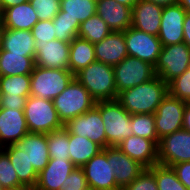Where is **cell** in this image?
Here are the masks:
<instances>
[{
	"label": "cell",
	"mask_w": 190,
	"mask_h": 190,
	"mask_svg": "<svg viewBox=\"0 0 190 190\" xmlns=\"http://www.w3.org/2000/svg\"><path fill=\"white\" fill-rule=\"evenodd\" d=\"M0 185L3 189L22 185L8 154L2 148H0Z\"/></svg>",
	"instance_id": "37"
},
{
	"label": "cell",
	"mask_w": 190,
	"mask_h": 190,
	"mask_svg": "<svg viewBox=\"0 0 190 190\" xmlns=\"http://www.w3.org/2000/svg\"><path fill=\"white\" fill-rule=\"evenodd\" d=\"M49 157L53 159H70L69 133L62 129L47 134Z\"/></svg>",
	"instance_id": "34"
},
{
	"label": "cell",
	"mask_w": 190,
	"mask_h": 190,
	"mask_svg": "<svg viewBox=\"0 0 190 190\" xmlns=\"http://www.w3.org/2000/svg\"><path fill=\"white\" fill-rule=\"evenodd\" d=\"M75 78L96 101L117 100L113 66L95 61L77 72Z\"/></svg>",
	"instance_id": "2"
},
{
	"label": "cell",
	"mask_w": 190,
	"mask_h": 190,
	"mask_svg": "<svg viewBox=\"0 0 190 190\" xmlns=\"http://www.w3.org/2000/svg\"><path fill=\"white\" fill-rule=\"evenodd\" d=\"M175 171L177 178L185 187L190 190V161L181 162L171 166Z\"/></svg>",
	"instance_id": "44"
},
{
	"label": "cell",
	"mask_w": 190,
	"mask_h": 190,
	"mask_svg": "<svg viewBox=\"0 0 190 190\" xmlns=\"http://www.w3.org/2000/svg\"><path fill=\"white\" fill-rule=\"evenodd\" d=\"M103 148L88 139L69 133V155L71 162L76 167H82Z\"/></svg>",
	"instance_id": "27"
},
{
	"label": "cell",
	"mask_w": 190,
	"mask_h": 190,
	"mask_svg": "<svg viewBox=\"0 0 190 190\" xmlns=\"http://www.w3.org/2000/svg\"><path fill=\"white\" fill-rule=\"evenodd\" d=\"M186 14L187 11L179 3L163 7L158 34L162 46L184 41L183 22Z\"/></svg>",
	"instance_id": "16"
},
{
	"label": "cell",
	"mask_w": 190,
	"mask_h": 190,
	"mask_svg": "<svg viewBox=\"0 0 190 190\" xmlns=\"http://www.w3.org/2000/svg\"><path fill=\"white\" fill-rule=\"evenodd\" d=\"M91 190H120L107 154L101 150L81 167Z\"/></svg>",
	"instance_id": "13"
},
{
	"label": "cell",
	"mask_w": 190,
	"mask_h": 190,
	"mask_svg": "<svg viewBox=\"0 0 190 190\" xmlns=\"http://www.w3.org/2000/svg\"><path fill=\"white\" fill-rule=\"evenodd\" d=\"M163 7L145 0H139L132 7V27L158 36Z\"/></svg>",
	"instance_id": "19"
},
{
	"label": "cell",
	"mask_w": 190,
	"mask_h": 190,
	"mask_svg": "<svg viewBox=\"0 0 190 190\" xmlns=\"http://www.w3.org/2000/svg\"><path fill=\"white\" fill-rule=\"evenodd\" d=\"M102 150L107 154V161L113 168L115 180L120 189L128 186L146 169L123 153L117 146H108Z\"/></svg>",
	"instance_id": "14"
},
{
	"label": "cell",
	"mask_w": 190,
	"mask_h": 190,
	"mask_svg": "<svg viewBox=\"0 0 190 190\" xmlns=\"http://www.w3.org/2000/svg\"><path fill=\"white\" fill-rule=\"evenodd\" d=\"M123 190H158L155 175L149 169H145Z\"/></svg>",
	"instance_id": "41"
},
{
	"label": "cell",
	"mask_w": 190,
	"mask_h": 190,
	"mask_svg": "<svg viewBox=\"0 0 190 190\" xmlns=\"http://www.w3.org/2000/svg\"><path fill=\"white\" fill-rule=\"evenodd\" d=\"M24 116L29 133L48 134L64 127L53 100L29 96L24 107Z\"/></svg>",
	"instance_id": "6"
},
{
	"label": "cell",
	"mask_w": 190,
	"mask_h": 190,
	"mask_svg": "<svg viewBox=\"0 0 190 190\" xmlns=\"http://www.w3.org/2000/svg\"><path fill=\"white\" fill-rule=\"evenodd\" d=\"M130 125L133 135L144 137L159 144L158 134L155 126L154 114H133L131 115Z\"/></svg>",
	"instance_id": "33"
},
{
	"label": "cell",
	"mask_w": 190,
	"mask_h": 190,
	"mask_svg": "<svg viewBox=\"0 0 190 190\" xmlns=\"http://www.w3.org/2000/svg\"><path fill=\"white\" fill-rule=\"evenodd\" d=\"M3 190H34V188L26 186V185H20L17 187L7 188V189H3Z\"/></svg>",
	"instance_id": "51"
},
{
	"label": "cell",
	"mask_w": 190,
	"mask_h": 190,
	"mask_svg": "<svg viewBox=\"0 0 190 190\" xmlns=\"http://www.w3.org/2000/svg\"><path fill=\"white\" fill-rule=\"evenodd\" d=\"M115 1L132 8L139 0H115Z\"/></svg>",
	"instance_id": "49"
},
{
	"label": "cell",
	"mask_w": 190,
	"mask_h": 190,
	"mask_svg": "<svg viewBox=\"0 0 190 190\" xmlns=\"http://www.w3.org/2000/svg\"><path fill=\"white\" fill-rule=\"evenodd\" d=\"M35 42H49L56 39L53 20L38 21L31 29Z\"/></svg>",
	"instance_id": "40"
},
{
	"label": "cell",
	"mask_w": 190,
	"mask_h": 190,
	"mask_svg": "<svg viewBox=\"0 0 190 190\" xmlns=\"http://www.w3.org/2000/svg\"><path fill=\"white\" fill-rule=\"evenodd\" d=\"M61 17H70L74 21H86L96 14V3L93 0H60Z\"/></svg>",
	"instance_id": "30"
},
{
	"label": "cell",
	"mask_w": 190,
	"mask_h": 190,
	"mask_svg": "<svg viewBox=\"0 0 190 190\" xmlns=\"http://www.w3.org/2000/svg\"><path fill=\"white\" fill-rule=\"evenodd\" d=\"M149 170L155 175L158 190H188L178 180L172 167L156 164L149 168Z\"/></svg>",
	"instance_id": "35"
},
{
	"label": "cell",
	"mask_w": 190,
	"mask_h": 190,
	"mask_svg": "<svg viewBox=\"0 0 190 190\" xmlns=\"http://www.w3.org/2000/svg\"><path fill=\"white\" fill-rule=\"evenodd\" d=\"M95 61L93 43L79 37L70 42L69 70L74 75Z\"/></svg>",
	"instance_id": "29"
},
{
	"label": "cell",
	"mask_w": 190,
	"mask_h": 190,
	"mask_svg": "<svg viewBox=\"0 0 190 190\" xmlns=\"http://www.w3.org/2000/svg\"><path fill=\"white\" fill-rule=\"evenodd\" d=\"M30 74L0 76V96H30Z\"/></svg>",
	"instance_id": "32"
},
{
	"label": "cell",
	"mask_w": 190,
	"mask_h": 190,
	"mask_svg": "<svg viewBox=\"0 0 190 190\" xmlns=\"http://www.w3.org/2000/svg\"><path fill=\"white\" fill-rule=\"evenodd\" d=\"M132 8L115 0H100L96 3V14L112 31L124 32L132 26Z\"/></svg>",
	"instance_id": "22"
},
{
	"label": "cell",
	"mask_w": 190,
	"mask_h": 190,
	"mask_svg": "<svg viewBox=\"0 0 190 190\" xmlns=\"http://www.w3.org/2000/svg\"><path fill=\"white\" fill-rule=\"evenodd\" d=\"M53 24L55 26L56 39L70 43L74 38L78 37L79 21H74L70 17H61L57 14L53 18Z\"/></svg>",
	"instance_id": "36"
},
{
	"label": "cell",
	"mask_w": 190,
	"mask_h": 190,
	"mask_svg": "<svg viewBox=\"0 0 190 190\" xmlns=\"http://www.w3.org/2000/svg\"><path fill=\"white\" fill-rule=\"evenodd\" d=\"M27 133L24 110L0 108V148L16 144Z\"/></svg>",
	"instance_id": "17"
},
{
	"label": "cell",
	"mask_w": 190,
	"mask_h": 190,
	"mask_svg": "<svg viewBox=\"0 0 190 190\" xmlns=\"http://www.w3.org/2000/svg\"><path fill=\"white\" fill-rule=\"evenodd\" d=\"M64 128L68 133L87 137L102 148H106V134L100 111L94 106L84 114L69 120Z\"/></svg>",
	"instance_id": "12"
},
{
	"label": "cell",
	"mask_w": 190,
	"mask_h": 190,
	"mask_svg": "<svg viewBox=\"0 0 190 190\" xmlns=\"http://www.w3.org/2000/svg\"><path fill=\"white\" fill-rule=\"evenodd\" d=\"M113 69L118 94L156 76L153 65L131 56L124 58Z\"/></svg>",
	"instance_id": "8"
},
{
	"label": "cell",
	"mask_w": 190,
	"mask_h": 190,
	"mask_svg": "<svg viewBox=\"0 0 190 190\" xmlns=\"http://www.w3.org/2000/svg\"><path fill=\"white\" fill-rule=\"evenodd\" d=\"M88 184L81 167H75L61 185V190H88Z\"/></svg>",
	"instance_id": "42"
},
{
	"label": "cell",
	"mask_w": 190,
	"mask_h": 190,
	"mask_svg": "<svg viewBox=\"0 0 190 190\" xmlns=\"http://www.w3.org/2000/svg\"><path fill=\"white\" fill-rule=\"evenodd\" d=\"M30 96L53 100L75 78L70 70L45 68L35 65L30 74Z\"/></svg>",
	"instance_id": "5"
},
{
	"label": "cell",
	"mask_w": 190,
	"mask_h": 190,
	"mask_svg": "<svg viewBox=\"0 0 190 190\" xmlns=\"http://www.w3.org/2000/svg\"><path fill=\"white\" fill-rule=\"evenodd\" d=\"M54 107L63 125L78 115L92 109L96 100L88 90L74 78L67 88L53 99Z\"/></svg>",
	"instance_id": "4"
},
{
	"label": "cell",
	"mask_w": 190,
	"mask_h": 190,
	"mask_svg": "<svg viewBox=\"0 0 190 190\" xmlns=\"http://www.w3.org/2000/svg\"><path fill=\"white\" fill-rule=\"evenodd\" d=\"M182 128L190 132V102H186Z\"/></svg>",
	"instance_id": "47"
},
{
	"label": "cell",
	"mask_w": 190,
	"mask_h": 190,
	"mask_svg": "<svg viewBox=\"0 0 190 190\" xmlns=\"http://www.w3.org/2000/svg\"><path fill=\"white\" fill-rule=\"evenodd\" d=\"M106 134V147L117 146L133 135L130 125L131 114L117 100L96 101Z\"/></svg>",
	"instance_id": "3"
},
{
	"label": "cell",
	"mask_w": 190,
	"mask_h": 190,
	"mask_svg": "<svg viewBox=\"0 0 190 190\" xmlns=\"http://www.w3.org/2000/svg\"><path fill=\"white\" fill-rule=\"evenodd\" d=\"M39 21L53 20L60 11V0H29Z\"/></svg>",
	"instance_id": "39"
},
{
	"label": "cell",
	"mask_w": 190,
	"mask_h": 190,
	"mask_svg": "<svg viewBox=\"0 0 190 190\" xmlns=\"http://www.w3.org/2000/svg\"><path fill=\"white\" fill-rule=\"evenodd\" d=\"M4 31V24L0 15V48H1V42H2V36Z\"/></svg>",
	"instance_id": "52"
},
{
	"label": "cell",
	"mask_w": 190,
	"mask_h": 190,
	"mask_svg": "<svg viewBox=\"0 0 190 190\" xmlns=\"http://www.w3.org/2000/svg\"><path fill=\"white\" fill-rule=\"evenodd\" d=\"M35 65L69 70L70 43L62 40L36 42Z\"/></svg>",
	"instance_id": "15"
},
{
	"label": "cell",
	"mask_w": 190,
	"mask_h": 190,
	"mask_svg": "<svg viewBox=\"0 0 190 190\" xmlns=\"http://www.w3.org/2000/svg\"><path fill=\"white\" fill-rule=\"evenodd\" d=\"M29 96H0V108L24 110Z\"/></svg>",
	"instance_id": "43"
},
{
	"label": "cell",
	"mask_w": 190,
	"mask_h": 190,
	"mask_svg": "<svg viewBox=\"0 0 190 190\" xmlns=\"http://www.w3.org/2000/svg\"><path fill=\"white\" fill-rule=\"evenodd\" d=\"M75 167L70 159L50 158L47 166L38 173L34 190H61V185Z\"/></svg>",
	"instance_id": "21"
},
{
	"label": "cell",
	"mask_w": 190,
	"mask_h": 190,
	"mask_svg": "<svg viewBox=\"0 0 190 190\" xmlns=\"http://www.w3.org/2000/svg\"><path fill=\"white\" fill-rule=\"evenodd\" d=\"M95 59L111 66L128 56L124 32L112 31L101 42L94 44Z\"/></svg>",
	"instance_id": "20"
},
{
	"label": "cell",
	"mask_w": 190,
	"mask_h": 190,
	"mask_svg": "<svg viewBox=\"0 0 190 190\" xmlns=\"http://www.w3.org/2000/svg\"><path fill=\"white\" fill-rule=\"evenodd\" d=\"M187 12H190V0H179L178 2Z\"/></svg>",
	"instance_id": "50"
},
{
	"label": "cell",
	"mask_w": 190,
	"mask_h": 190,
	"mask_svg": "<svg viewBox=\"0 0 190 190\" xmlns=\"http://www.w3.org/2000/svg\"><path fill=\"white\" fill-rule=\"evenodd\" d=\"M184 41L190 48V12H187L183 22Z\"/></svg>",
	"instance_id": "45"
},
{
	"label": "cell",
	"mask_w": 190,
	"mask_h": 190,
	"mask_svg": "<svg viewBox=\"0 0 190 190\" xmlns=\"http://www.w3.org/2000/svg\"><path fill=\"white\" fill-rule=\"evenodd\" d=\"M2 149L8 154L10 162L18 175L19 182L22 185L35 188L38 180V173L30 163L27 152L23 151L15 144L3 147Z\"/></svg>",
	"instance_id": "26"
},
{
	"label": "cell",
	"mask_w": 190,
	"mask_h": 190,
	"mask_svg": "<svg viewBox=\"0 0 190 190\" xmlns=\"http://www.w3.org/2000/svg\"><path fill=\"white\" fill-rule=\"evenodd\" d=\"M168 93V84L156 75L147 82L120 92L117 101L131 115L154 114Z\"/></svg>",
	"instance_id": "1"
},
{
	"label": "cell",
	"mask_w": 190,
	"mask_h": 190,
	"mask_svg": "<svg viewBox=\"0 0 190 190\" xmlns=\"http://www.w3.org/2000/svg\"><path fill=\"white\" fill-rule=\"evenodd\" d=\"M124 38L128 56L139 58L155 66L162 50V43L158 36L145 33L131 26L124 31Z\"/></svg>",
	"instance_id": "9"
},
{
	"label": "cell",
	"mask_w": 190,
	"mask_h": 190,
	"mask_svg": "<svg viewBox=\"0 0 190 190\" xmlns=\"http://www.w3.org/2000/svg\"><path fill=\"white\" fill-rule=\"evenodd\" d=\"M145 1L160 5L162 7L174 5L179 2V0H145Z\"/></svg>",
	"instance_id": "48"
},
{
	"label": "cell",
	"mask_w": 190,
	"mask_h": 190,
	"mask_svg": "<svg viewBox=\"0 0 190 190\" xmlns=\"http://www.w3.org/2000/svg\"><path fill=\"white\" fill-rule=\"evenodd\" d=\"M186 102L172 97L169 93L154 113L158 139L182 129Z\"/></svg>",
	"instance_id": "11"
},
{
	"label": "cell",
	"mask_w": 190,
	"mask_h": 190,
	"mask_svg": "<svg viewBox=\"0 0 190 190\" xmlns=\"http://www.w3.org/2000/svg\"><path fill=\"white\" fill-rule=\"evenodd\" d=\"M117 147L146 169L158 164V145L150 139L132 135L124 139Z\"/></svg>",
	"instance_id": "18"
},
{
	"label": "cell",
	"mask_w": 190,
	"mask_h": 190,
	"mask_svg": "<svg viewBox=\"0 0 190 190\" xmlns=\"http://www.w3.org/2000/svg\"><path fill=\"white\" fill-rule=\"evenodd\" d=\"M168 91L172 97L190 102V67L168 84Z\"/></svg>",
	"instance_id": "38"
},
{
	"label": "cell",
	"mask_w": 190,
	"mask_h": 190,
	"mask_svg": "<svg viewBox=\"0 0 190 190\" xmlns=\"http://www.w3.org/2000/svg\"><path fill=\"white\" fill-rule=\"evenodd\" d=\"M111 32L106 22L95 14L80 24L78 37L95 44L101 42Z\"/></svg>",
	"instance_id": "31"
},
{
	"label": "cell",
	"mask_w": 190,
	"mask_h": 190,
	"mask_svg": "<svg viewBox=\"0 0 190 190\" xmlns=\"http://www.w3.org/2000/svg\"><path fill=\"white\" fill-rule=\"evenodd\" d=\"M15 145L27 152L29 161L37 173H40L47 166L50 160L47 134L27 133Z\"/></svg>",
	"instance_id": "23"
},
{
	"label": "cell",
	"mask_w": 190,
	"mask_h": 190,
	"mask_svg": "<svg viewBox=\"0 0 190 190\" xmlns=\"http://www.w3.org/2000/svg\"><path fill=\"white\" fill-rule=\"evenodd\" d=\"M29 0H0V14L9 7L28 2Z\"/></svg>",
	"instance_id": "46"
},
{
	"label": "cell",
	"mask_w": 190,
	"mask_h": 190,
	"mask_svg": "<svg viewBox=\"0 0 190 190\" xmlns=\"http://www.w3.org/2000/svg\"><path fill=\"white\" fill-rule=\"evenodd\" d=\"M0 15L6 29L31 31L33 26L39 21L29 1L6 8Z\"/></svg>",
	"instance_id": "24"
},
{
	"label": "cell",
	"mask_w": 190,
	"mask_h": 190,
	"mask_svg": "<svg viewBox=\"0 0 190 190\" xmlns=\"http://www.w3.org/2000/svg\"><path fill=\"white\" fill-rule=\"evenodd\" d=\"M190 161V132L177 130L160 139L158 144V164L169 166Z\"/></svg>",
	"instance_id": "10"
},
{
	"label": "cell",
	"mask_w": 190,
	"mask_h": 190,
	"mask_svg": "<svg viewBox=\"0 0 190 190\" xmlns=\"http://www.w3.org/2000/svg\"><path fill=\"white\" fill-rule=\"evenodd\" d=\"M35 39L29 30H13L4 28L1 48L10 54H26L31 58L36 56Z\"/></svg>",
	"instance_id": "25"
},
{
	"label": "cell",
	"mask_w": 190,
	"mask_h": 190,
	"mask_svg": "<svg viewBox=\"0 0 190 190\" xmlns=\"http://www.w3.org/2000/svg\"><path fill=\"white\" fill-rule=\"evenodd\" d=\"M34 67L35 58L0 50V76L31 74Z\"/></svg>",
	"instance_id": "28"
},
{
	"label": "cell",
	"mask_w": 190,
	"mask_h": 190,
	"mask_svg": "<svg viewBox=\"0 0 190 190\" xmlns=\"http://www.w3.org/2000/svg\"><path fill=\"white\" fill-rule=\"evenodd\" d=\"M190 67V48L185 42L162 46L154 66L157 76L169 84Z\"/></svg>",
	"instance_id": "7"
}]
</instances>
